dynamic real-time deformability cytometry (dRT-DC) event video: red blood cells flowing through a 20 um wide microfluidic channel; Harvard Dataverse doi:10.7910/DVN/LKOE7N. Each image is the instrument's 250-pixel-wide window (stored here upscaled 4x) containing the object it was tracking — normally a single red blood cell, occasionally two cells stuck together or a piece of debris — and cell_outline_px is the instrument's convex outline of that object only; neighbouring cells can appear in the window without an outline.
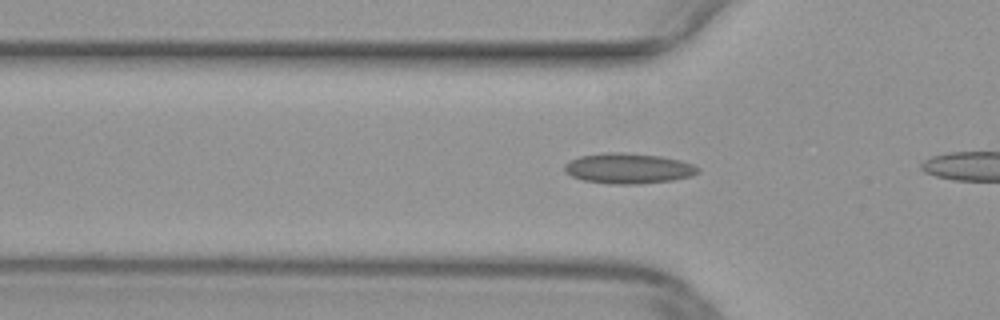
{"species": "common noctule bat (a hibernating species)", "species_latin": "Nyctalus noctula", "temperature_condition": "warm", "stored_images_in_passage": 19, "camera_frame_rate_fps": 3000, "um_per_image_px": 0.085, "animal": {"sex": "female", "body_mass_g": 29.2, "forearm_length_mm": 56.3}, "frame": {"image": 1, "passage_image": 16, "time_ms": 5.0, "image_size_px": [1000, 320], "cell_outline_px": [[700, 172], [692, 176], [672, 180], [640, 184], [612, 184], [584, 180], [572, 176], [564, 172], [564, 164], [580, 156], [608, 152], [624, 152], [660, 156], [680, 160], [692, 164], [700, 168]], "centroid_in_image_um": [53.43, 14.31], "position_along_channel_um": 72.4, "area_um2": 23.64}}